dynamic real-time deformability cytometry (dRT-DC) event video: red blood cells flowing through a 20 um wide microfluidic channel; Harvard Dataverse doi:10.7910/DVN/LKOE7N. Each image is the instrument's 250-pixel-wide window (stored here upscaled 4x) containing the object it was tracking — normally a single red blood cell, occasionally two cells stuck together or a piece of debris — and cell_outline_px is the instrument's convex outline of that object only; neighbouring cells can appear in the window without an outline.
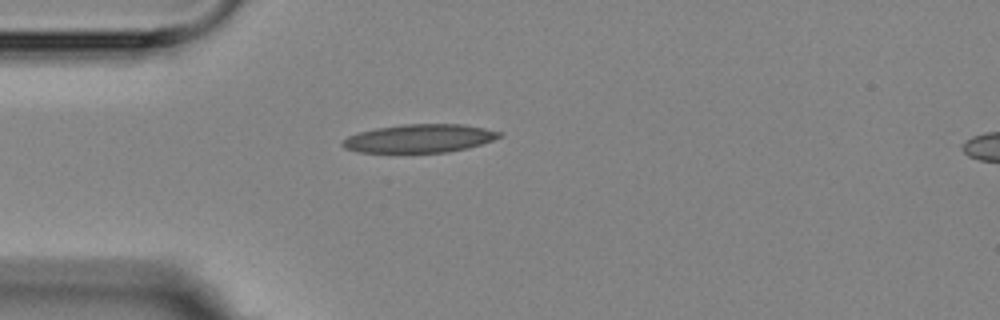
{"species": "Egyptian fruit bat (a non-hibernating species)", "species_latin": "Rousettus aegyptiacus", "temperature_condition": "room temperature", "stored_images_in_passage": 2, "segment_of_instrument_passage": [1, 2], "camera_frame_rate_fps": 3000, "um_per_image_px": 0.085, "animal": {"sex": "female"}, "frame": {"image": 1, "passage_image": 1, "time_ms": 0.0, "image_size_px": [1000, 320], "cell_outline_px": [[500, 136], [492, 140], [468, 148], [448, 152], [360, 152], [344, 148], [340, 144], [348, 136], [360, 132], [376, 128], [404, 124], [460, 124], [484, 128], [500, 132]], "centroid_in_image_um": [35.63, 11.76], "position_along_channel_um": 49.4, "area_um2": 25.55}}